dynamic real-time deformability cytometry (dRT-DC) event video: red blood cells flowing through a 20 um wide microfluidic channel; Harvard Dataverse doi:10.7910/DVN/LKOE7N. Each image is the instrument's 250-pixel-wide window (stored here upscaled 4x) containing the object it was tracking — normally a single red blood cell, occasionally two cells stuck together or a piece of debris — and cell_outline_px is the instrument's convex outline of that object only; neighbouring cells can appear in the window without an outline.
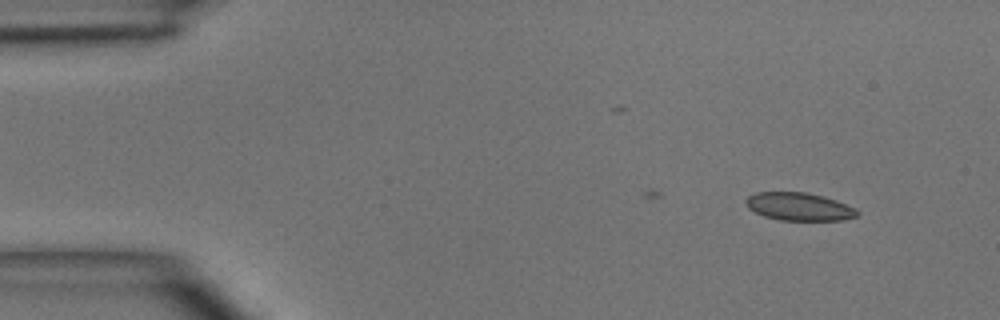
{"species": "common noctule bat (a hibernating species)", "species_latin": "Nyctalus noctula", "temperature_condition": "room temperature", "stored_images_in_passage": 7, "camera_frame_rate_fps": 3000, "um_per_image_px": 0.085, "animal": {"sex": "male", "body_mass_g": 15.6}, "frame": {"image": 1, "passage_image": 2, "time_ms": 1.333, "image_size_px": [1000, 320], "cell_outline_px": [[860, 212], [856, 216], [840, 220], [780, 220], [764, 216], [748, 208], [744, 200], [748, 196], [756, 192], [804, 192], [824, 196], [836, 200], [856, 208]], "centroid_in_image_um": [67.91, 17.55], "position_along_channel_um": 17.1, "area_um2": 18.09}}
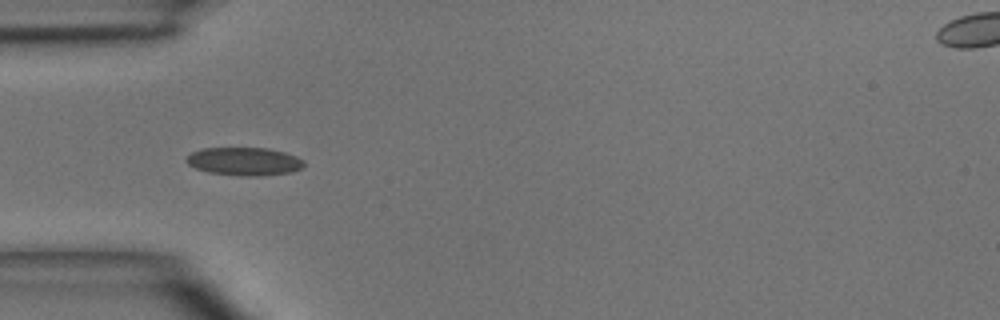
{"frame": {"image": 2, "passage_image": 5, "time_ms": 4.667, "image_size_px": [1000, 320], "cell_outline_px": [[304, 168], [292, 172], [260, 176], [240, 176], [208, 172], [196, 168], [188, 164], [184, 160], [192, 152], [204, 148], [268, 148], [284, 152], [296, 156], [304, 160]], "centroid_in_image_um": [20.79, 13.72], "position_along_channel_um": 64.2, "area_um2": 19.36}}
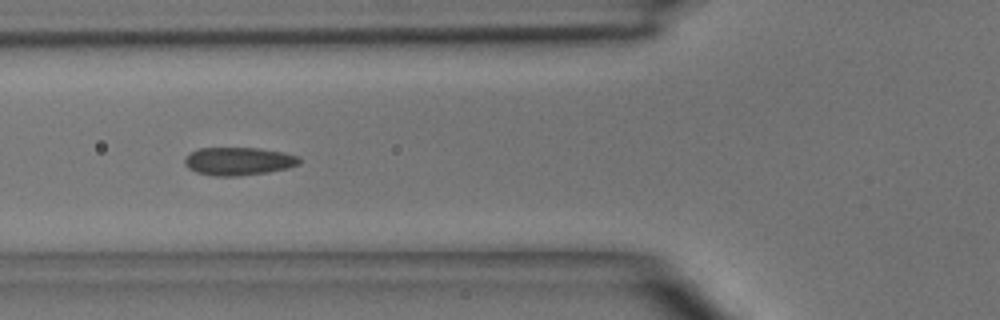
{"frame": {"image": 3, "passage_image": 6, "time_ms": 5.667, "image_size_px": [1000, 320], "cell_outline_px": [[300, 164], [288, 168], [268, 172], [240, 176], [216, 176], [196, 172], [188, 168], [184, 164], [184, 160], [192, 152], [200, 148], [260, 148], [284, 152], [300, 156]], "centroid_in_image_um": [20.32, 13.7], "position_along_channel_um": 105.5, "area_um2": 18.79}}